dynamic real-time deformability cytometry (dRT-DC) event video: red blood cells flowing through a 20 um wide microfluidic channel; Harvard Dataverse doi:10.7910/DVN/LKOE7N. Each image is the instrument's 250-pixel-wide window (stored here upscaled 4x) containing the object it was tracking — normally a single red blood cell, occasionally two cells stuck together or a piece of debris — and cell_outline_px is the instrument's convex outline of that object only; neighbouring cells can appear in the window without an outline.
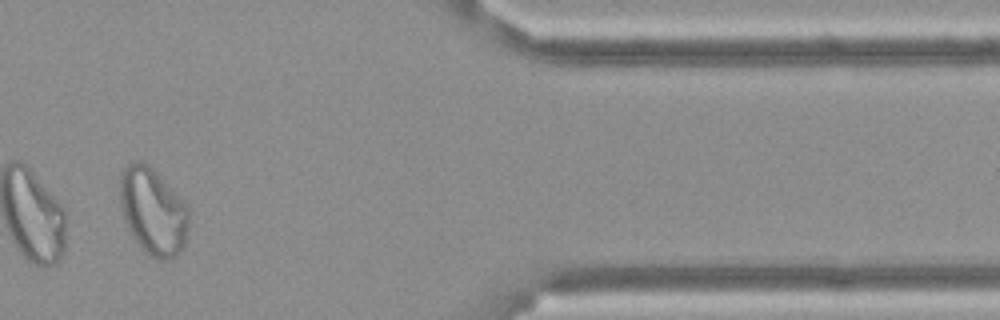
{"species": "Egyptian fruit bat (a non-hibernating species)", "species_latin": "Rousettus aegyptiacus", "temperature_condition": "cold", "stored_images_in_passage": 14, "camera_frame_rate_fps": 3000, "um_per_image_px": 0.085, "frame": {"image": 1, "passage_image": 12, "time_ms": 3.667, "image_size_px": [1000, 320], "cell_outline_px": [[188, 236], [180, 252], [176, 256], [164, 260], [156, 260], [144, 252], [132, 236], [124, 220], [120, 204], [120, 172], [124, 164], [136, 160], [144, 160], [156, 172], [188, 208]], "centroid_in_image_um": [12.97, 17.96], "position_along_channel_um": 398.4, "area_um2": 35.03}}